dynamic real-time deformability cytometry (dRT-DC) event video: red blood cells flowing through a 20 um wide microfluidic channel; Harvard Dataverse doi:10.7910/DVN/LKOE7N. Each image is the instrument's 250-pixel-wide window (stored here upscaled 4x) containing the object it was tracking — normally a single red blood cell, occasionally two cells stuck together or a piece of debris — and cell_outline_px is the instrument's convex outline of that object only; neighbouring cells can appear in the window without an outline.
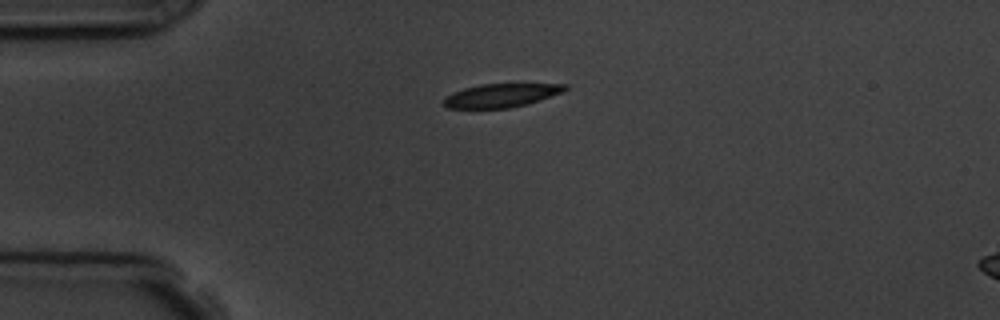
{"species": "common noctule bat (a hibernating species)", "species_latin": "Nyctalus noctula", "temperature_condition": "room temperature", "stored_images_in_passage": 7, "camera_frame_rate_fps": 3000, "um_per_image_px": 0.085, "animal": {"sex": "male", "body_mass_g": 19.5, "forearm_length_mm": 54.6}, "frame": {"image": 1, "passage_image": 1, "time_ms": 0.0, "image_size_px": [1000, 320], "cell_outline_px": [[568, 88], [564, 92], [540, 100], [508, 108], [448, 108], [444, 104], [444, 100], [452, 92], [464, 88], [480, 84], [568, 84]], "centroid_in_image_um": [42.63, 8.1], "position_along_channel_um": 42.4, "area_um2": 16.47}}
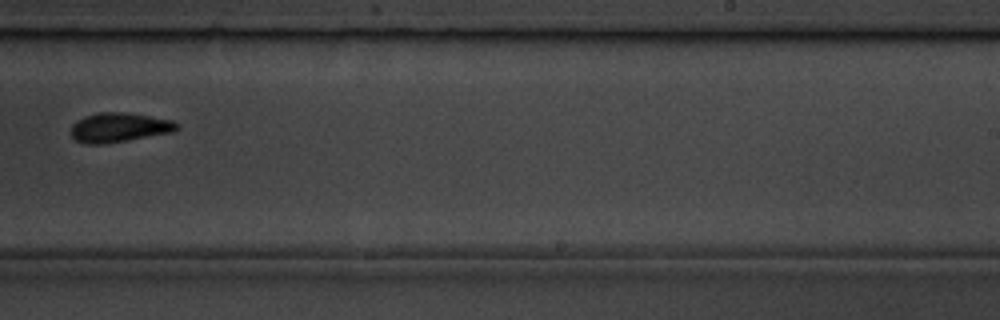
{"frame": {"image": 2, "passage_image": 7, "time_ms": 7.0, "image_size_px": [1000, 320], "cell_outline_px": [[180, 128], [176, 132], [104, 144], [84, 144], [76, 140], [72, 136], [72, 124], [76, 120], [84, 116], [96, 112], [124, 112], [172, 120], [180, 124]], "centroid_in_image_um": [10.15, 10.83], "position_along_channel_um": 278.8, "area_um2": 18.38}}